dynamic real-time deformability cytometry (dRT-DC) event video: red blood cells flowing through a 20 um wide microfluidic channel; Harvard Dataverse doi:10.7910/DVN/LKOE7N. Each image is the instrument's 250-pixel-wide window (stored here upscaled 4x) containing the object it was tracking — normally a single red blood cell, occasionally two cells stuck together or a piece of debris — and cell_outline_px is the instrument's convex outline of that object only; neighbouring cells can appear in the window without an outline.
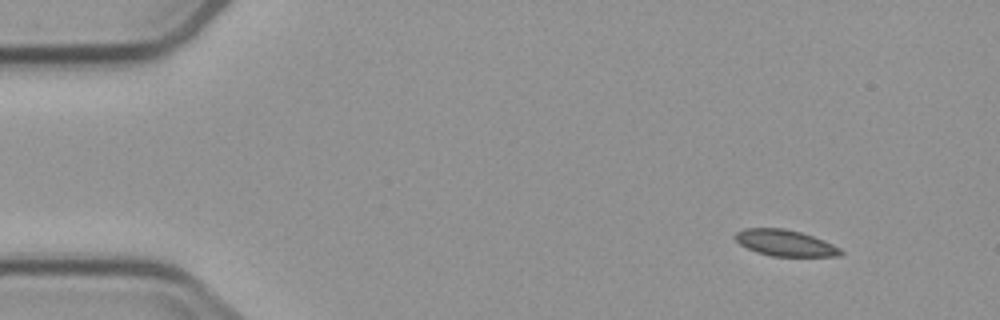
{"species": "common noctule bat (a hibernating species)", "species_latin": "Nyctalus noctula", "temperature_condition": "cold", "stored_images_in_passage": 6, "segment_of_instrument_passage": [2, 2], "camera_frame_rate_fps": 3000, "um_per_image_px": 0.085, "animal": {"sex": "male", "body_mass_g": 23.1, "forearm_length_mm": 52.7}, "frame": {"image": 1, "passage_image": 6, "time_ms": 7.667, "image_size_px": [1000, 320], "cell_outline_px": [[844, 252], [840, 256], [772, 256], [748, 248], [740, 244], [736, 240], [736, 232], [744, 228], [784, 228], [800, 232], [824, 240], [840, 248]], "centroid_in_image_um": [66.76, 20.64], "position_along_channel_um": 18.2, "area_um2": 15.9}}